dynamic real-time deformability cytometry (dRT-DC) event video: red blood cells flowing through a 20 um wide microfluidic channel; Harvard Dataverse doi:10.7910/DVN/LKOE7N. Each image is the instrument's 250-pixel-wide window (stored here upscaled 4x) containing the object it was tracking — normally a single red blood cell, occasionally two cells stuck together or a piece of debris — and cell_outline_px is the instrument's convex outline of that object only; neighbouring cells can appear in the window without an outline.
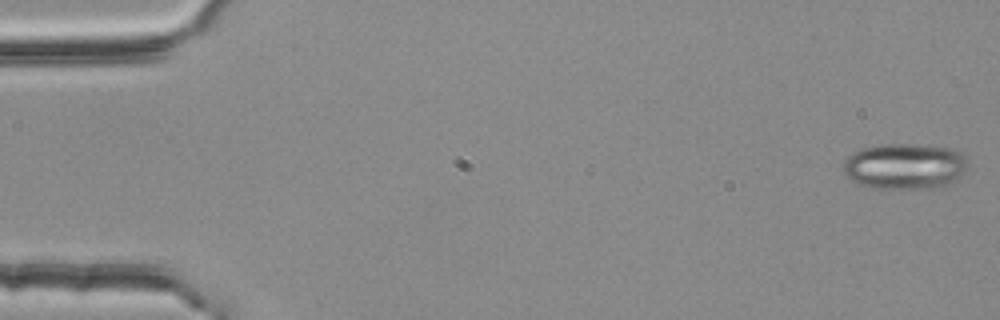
{"species": "common noctule bat (a hibernating species)", "species_latin": "Nyctalus noctula", "temperature_condition": "room temperature", "stored_images_in_passage": 54, "camera_frame_rate_fps": 3000, "um_per_image_px": 0.085, "animal": {"sex": "female", "body_mass_g": 25.1}, "frame": {"image": 1, "passage_image": 1, "time_ms": 0.0, "image_size_px": [1000, 320], "cell_outline_px": [[968, 164], [956, 180], [952, 184], [940, 188], [876, 188], [860, 184], [852, 180], [844, 172], [844, 160], [848, 156], [864, 148], [884, 144], [916, 144], [952, 148], [960, 152], [968, 160]], "centroid_in_image_um": [76.96, 14.13], "position_along_channel_um": 8.0, "area_um2": 33.23}}
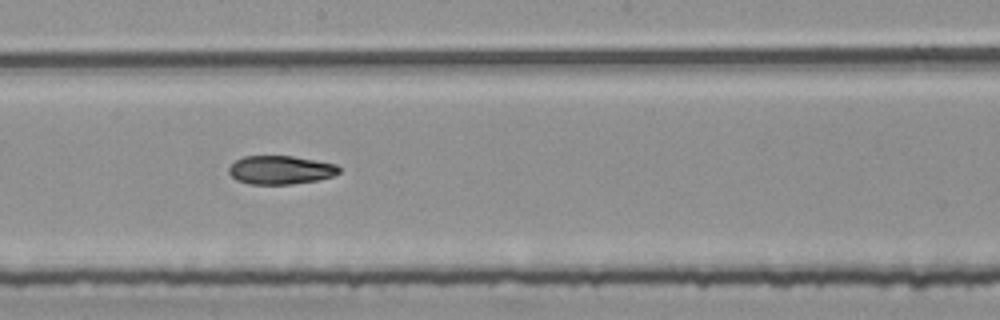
{"frame": {"image": 2, "passage_image": 30, "time_ms": 9.667, "image_size_px": [1000, 320], "cell_outline_px": [[340, 172], [336, 176], [316, 180], [292, 184], [248, 184], [236, 180], [228, 172], [228, 168], [236, 160], [244, 156], [292, 156], [336, 164], [340, 168]], "centroid_in_image_um": [23.85, 14.45], "position_along_channel_um": 224.4, "area_um2": 18.38}}
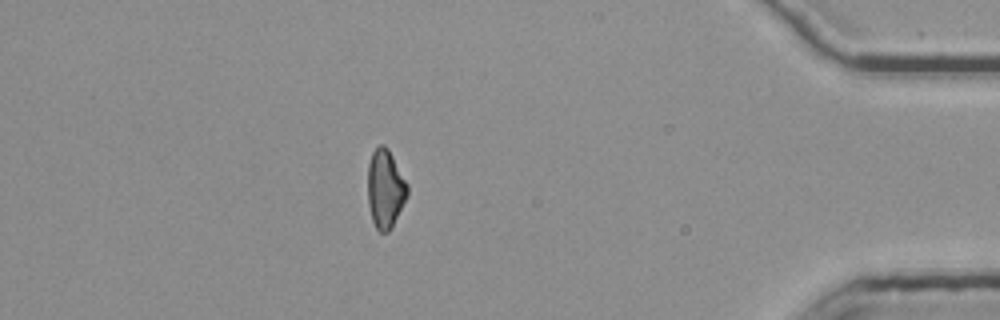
{"frame": {"image": 3, "passage_image": 48, "time_ms": 15.667, "image_size_px": [1000, 320], "cell_outline_px": [[408, 196], [392, 228], [388, 232], [380, 232], [376, 228], [372, 220], [368, 204], [368, 164], [372, 152], [380, 144], [384, 144], [388, 148], [408, 184]], "centroid_in_image_um": [32.76, 16.06], "position_along_channel_um": 402.4, "area_um2": 18.32}, "authors_computed_cell_mechanics": {"area_um2": 19.1029, "velocity_mm_per_s": 3.7561, "shape_relaxation_time_tau1_ms": null, "shape_relaxation_time_tau2_ms": 6.1341, "deformation_change_tau1": null, "deformation_change_tau2": 0.1194}}